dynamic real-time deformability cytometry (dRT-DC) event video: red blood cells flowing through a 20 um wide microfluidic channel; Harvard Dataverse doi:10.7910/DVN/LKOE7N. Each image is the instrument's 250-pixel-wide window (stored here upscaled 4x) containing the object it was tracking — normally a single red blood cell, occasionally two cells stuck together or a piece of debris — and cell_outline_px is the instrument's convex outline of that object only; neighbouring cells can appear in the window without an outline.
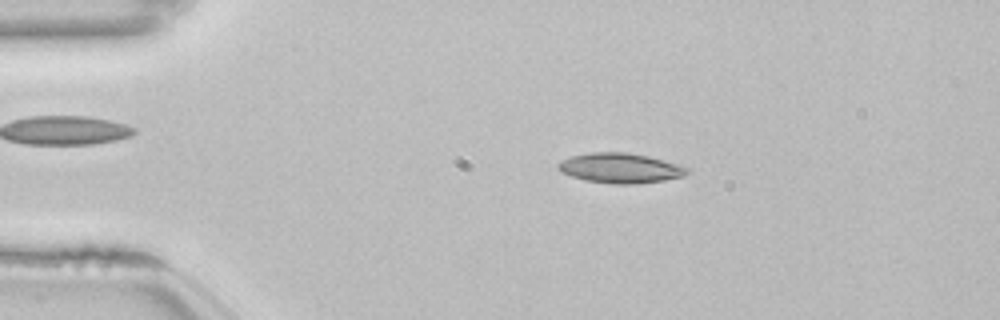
{"species": "common noctule bat (a hibernating species)", "species_latin": "Nyctalus noctula", "temperature_condition": "room temperature", "stored_images_in_passage": 53, "camera_frame_rate_fps": 3000, "um_per_image_px": 0.085, "animal": {"sex": "female", "body_mass_g": 22.7, "forearm_length_mm": 54.2}, "frame": {"image": 1, "passage_image": 10, "time_ms": 3.0, "image_size_px": [1000, 320], "cell_outline_px": [[688, 172], [684, 176], [664, 180], [636, 184], [612, 184], [584, 180], [560, 172], [556, 168], [556, 164], [560, 160], [572, 156], [592, 152], [628, 152], [648, 156], [676, 164], [688, 168]], "centroid_in_image_um": [52.66, 14.29], "position_along_channel_um": 32.3, "area_um2": 22.54}}
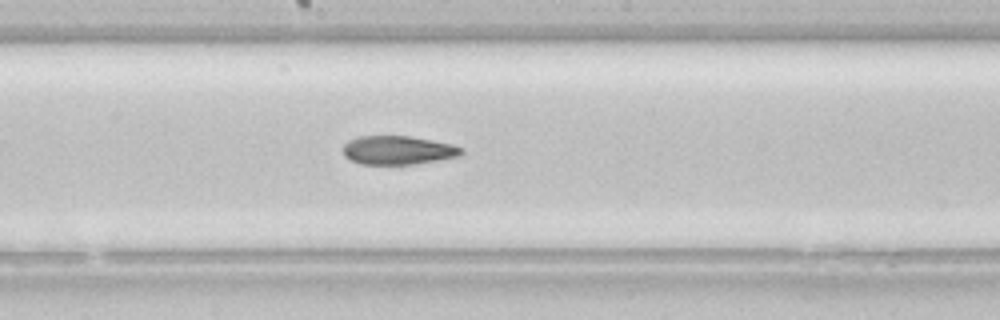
{"frame": {"image": 2, "passage_image": 28, "time_ms": 9.0, "image_size_px": [1000, 320], "cell_outline_px": [[464, 152], [460, 156], [416, 164], [360, 164], [348, 160], [344, 156], [344, 144], [348, 140], [360, 136], [408, 136], [432, 140], [452, 144], [464, 148]], "centroid_in_image_um": [33.83, 12.77], "position_along_channel_um": 214.4, "area_um2": 19.94}}
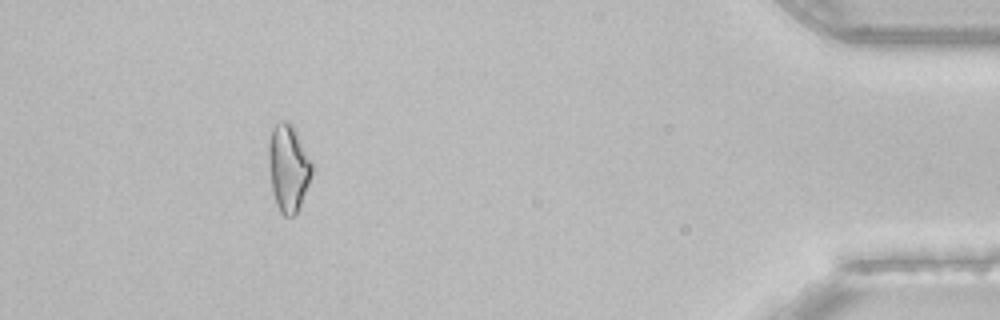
{"frame": {"image": 3, "passage_image": 48, "time_ms": 15.667, "image_size_px": [1000, 320], "cell_outline_px": [[312, 176], [300, 208], [292, 216], [284, 216], [280, 212], [276, 204], [272, 192], [268, 160], [268, 140], [272, 128], [276, 124], [284, 120], [288, 120], [296, 128], [312, 160]], "centroid_in_image_um": [24.52, 14.24], "position_along_channel_um": 410.7, "area_um2": 22.54}, "authors_computed_cell_mechanics": {"area_um2": 21.1548, "velocity_mm_per_s": 3.8518, "shape_relaxation_time_tau1_ms": null, "shape_relaxation_time_tau2_ms": 4.4323, "deformation_change_tau1": null, "deformation_change_tau2": 0.1206}}